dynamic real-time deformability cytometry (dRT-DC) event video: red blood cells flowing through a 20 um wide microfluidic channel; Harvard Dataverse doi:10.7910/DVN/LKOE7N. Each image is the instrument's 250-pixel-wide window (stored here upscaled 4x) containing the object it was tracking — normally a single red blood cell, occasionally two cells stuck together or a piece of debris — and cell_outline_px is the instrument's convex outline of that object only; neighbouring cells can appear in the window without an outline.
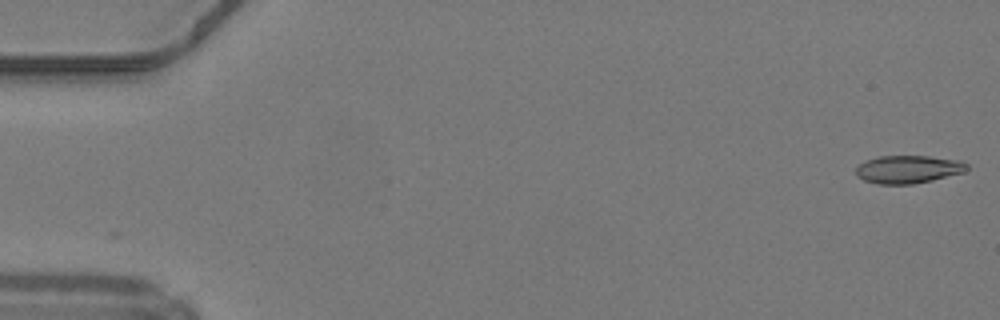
{"species": "common noctule bat (a hibernating species)", "species_latin": "Nyctalus noctula", "temperature_condition": "warm", "stored_images_in_passage": 44, "camera_frame_rate_fps": 3000, "um_per_image_px": 0.085, "animal": {"sex": "male", "body_mass_g": 19.2, "forearm_length_mm": 51.8}, "frame": {"image": 1, "passage_image": 1, "time_ms": 0.0, "image_size_px": [1000, 320], "cell_outline_px": [[968, 168], [964, 172], [932, 180], [912, 184], [880, 184], [864, 180], [856, 176], [856, 168], [860, 164], [868, 160], [880, 156], [928, 156], [956, 160], [968, 164]], "centroid_in_image_um": [77.18, 14.39], "position_along_channel_um": 7.8, "area_um2": 17.8}}
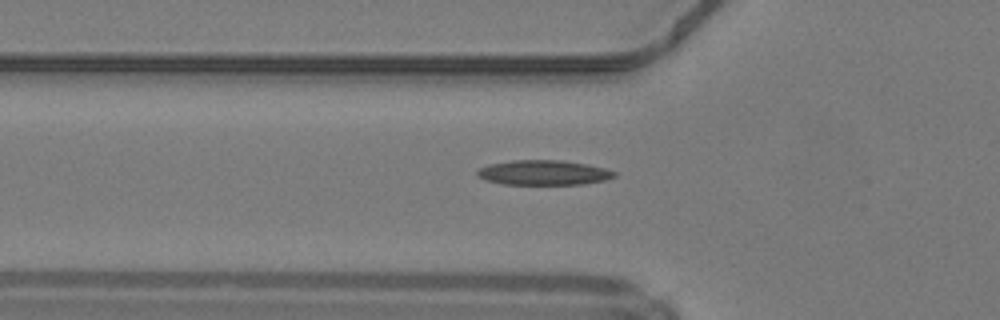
{"frame": {"image": 2, "passage_image": 17, "time_ms": 5.333, "image_size_px": [1000, 320], "cell_outline_px": [[616, 176], [604, 180], [580, 184], [504, 184], [484, 180], [476, 176], [476, 172], [480, 168], [488, 164], [512, 160], [564, 160], [588, 164], [604, 168], [616, 172]], "centroid_in_image_um": [46.17, 14.66], "position_along_channel_um": 79.6, "area_um2": 19.88}}
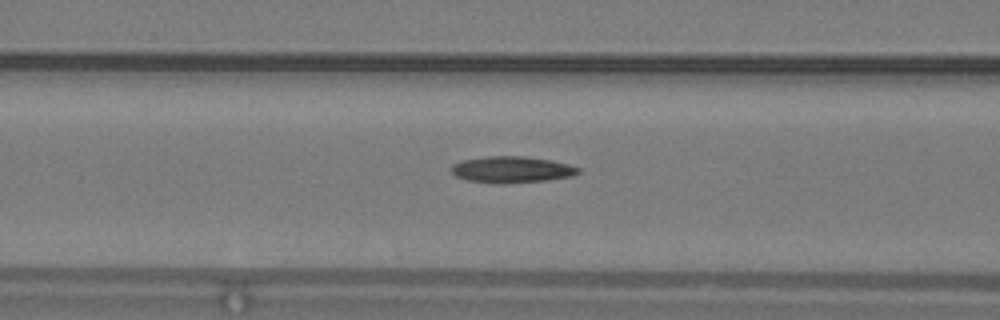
{"frame": {"image": 3, "passage_image": 20, "time_ms": 6.333, "image_size_px": [1000, 320], "cell_outline_px": [[580, 172], [572, 176], [548, 180], [464, 180], [456, 176], [452, 172], [452, 164], [460, 160], [488, 156], [524, 156], [548, 160], [568, 164], [580, 168]], "centroid_in_image_um": [43.51, 14.35], "position_along_channel_um": 123.1, "area_um2": 18.38}}